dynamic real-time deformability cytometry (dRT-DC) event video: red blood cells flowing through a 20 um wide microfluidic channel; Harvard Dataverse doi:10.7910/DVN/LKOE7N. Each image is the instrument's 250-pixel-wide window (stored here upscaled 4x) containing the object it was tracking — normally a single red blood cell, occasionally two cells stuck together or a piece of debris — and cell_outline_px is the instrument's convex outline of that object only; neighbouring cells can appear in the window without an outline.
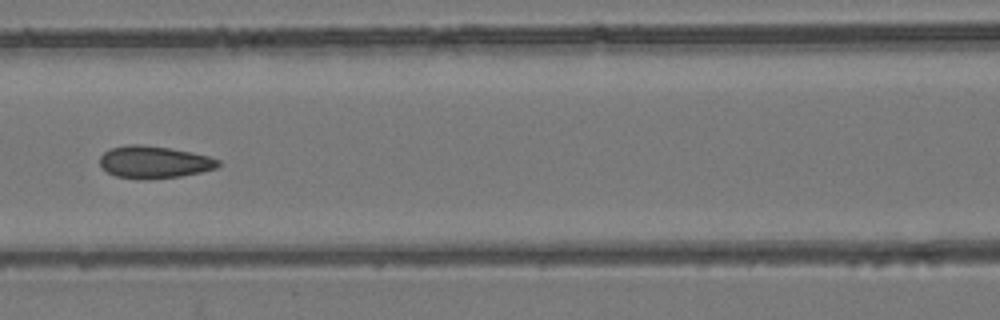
{"species": "common noctule bat (a hibernating species)", "species_latin": "Nyctalus noctula", "temperature_condition": "room temperature", "stored_images_in_passage": 7, "camera_frame_rate_fps": 3000, "um_per_image_px": 0.085, "animal": {"sex": "female", "body_mass_g": 24.6, "forearm_length_mm": 56.2}, "frame": {"image": 1, "passage_image": 6, "time_ms": 5.667, "image_size_px": [1000, 320], "cell_outline_px": [[220, 164], [216, 168], [200, 172], [180, 176], [116, 176], [108, 172], [100, 164], [100, 156], [104, 152], [112, 148], [128, 144], [140, 144], [168, 148], [192, 152], [208, 156], [220, 160]], "centroid_in_image_um": [13.13, 13.72], "position_along_channel_um": 153.5, "area_um2": 21.21}}
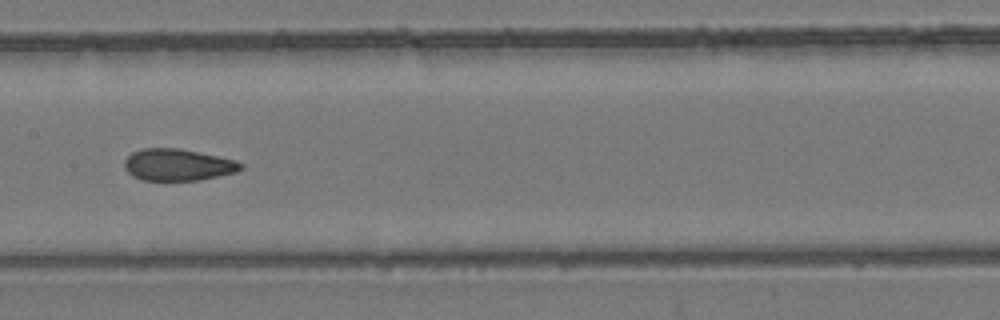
{"frame": {"image": 2, "passage_image": 7, "time_ms": 6.667, "image_size_px": [1000, 320], "cell_outline_px": [[244, 168], [236, 172], [200, 180], [144, 180], [132, 176], [124, 168], [124, 160], [132, 152], [144, 148], [180, 148], [236, 160], [244, 164]], "centroid_in_image_um": [15.12, 14.0], "position_along_channel_um": 192.3, "area_um2": 21.62}}